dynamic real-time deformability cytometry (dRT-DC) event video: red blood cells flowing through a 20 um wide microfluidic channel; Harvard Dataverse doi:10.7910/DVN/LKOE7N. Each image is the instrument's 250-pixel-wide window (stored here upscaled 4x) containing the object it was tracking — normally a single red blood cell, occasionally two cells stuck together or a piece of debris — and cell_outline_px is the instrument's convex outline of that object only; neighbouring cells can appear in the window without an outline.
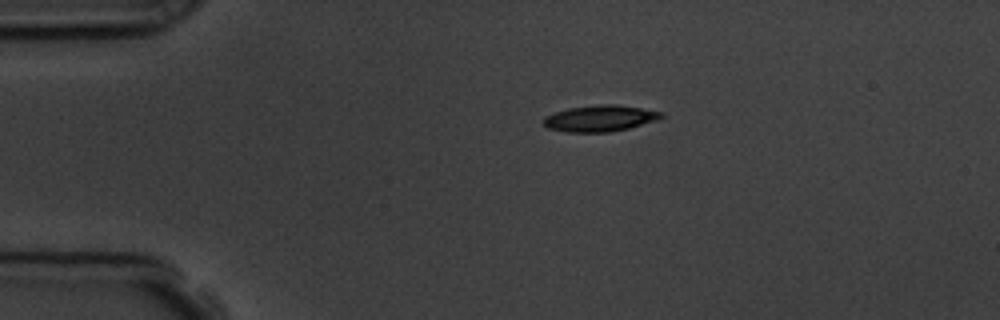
{"species": "common noctule bat (a hibernating species)", "species_latin": "Nyctalus noctula", "temperature_condition": "room temperature", "stored_images_in_passage": 3, "camera_frame_rate_fps": 3000, "um_per_image_px": 0.085, "animal": {"sex": "male", "body_mass_g": 19.5, "forearm_length_mm": 54.6}, "frame": {"image": 1, "passage_image": 1, "time_ms": 0.0, "image_size_px": [1000, 320], "cell_outline_px": [[664, 116], [660, 120], [628, 128], [608, 132], [568, 132], [548, 128], [544, 124], [544, 116], [568, 108], [600, 104], [616, 104], [664, 112]], "centroid_in_image_um": [51.04, 10.05], "position_along_channel_um": 34.0, "area_um2": 18.03}}
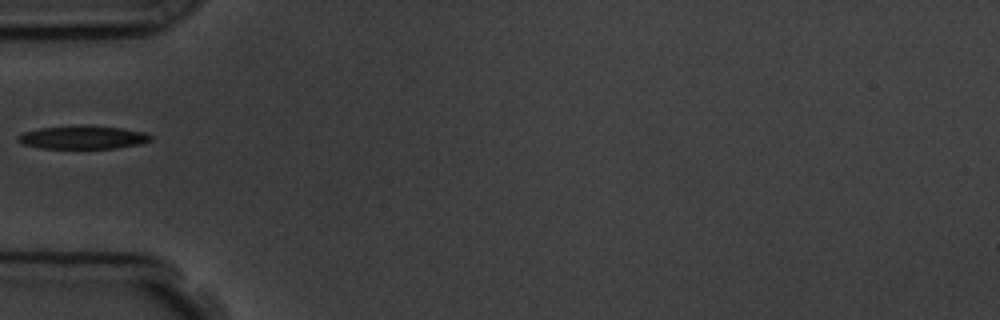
{"frame": {"image": 2, "passage_image": 3, "time_ms": 2.333, "image_size_px": [1000, 320], "cell_outline_px": [[152, 140], [140, 144], [116, 148], [40, 148], [24, 144], [16, 140], [16, 136], [24, 132], [40, 128], [120, 128], [144, 132], [152, 136]], "centroid_in_image_um": [7.04, 11.72], "position_along_channel_um": 78.0, "area_um2": 16.94}}